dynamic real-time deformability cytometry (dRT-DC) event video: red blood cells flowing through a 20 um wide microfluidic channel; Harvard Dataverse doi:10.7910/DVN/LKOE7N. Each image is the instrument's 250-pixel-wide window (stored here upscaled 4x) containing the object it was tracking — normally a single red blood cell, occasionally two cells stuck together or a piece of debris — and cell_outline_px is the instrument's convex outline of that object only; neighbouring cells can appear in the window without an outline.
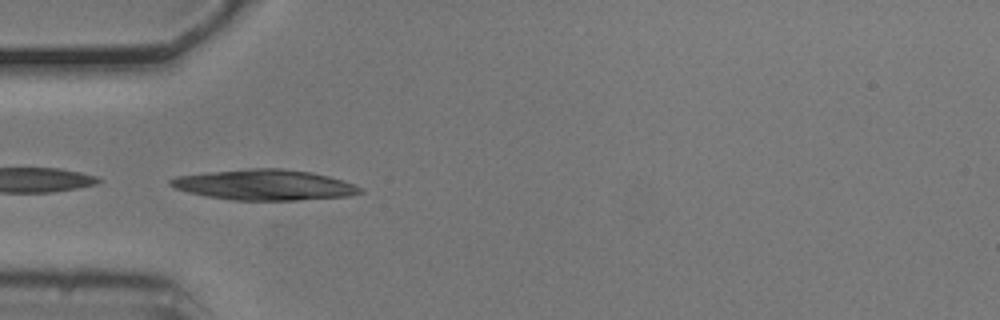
{"species": "common noctule bat (a hibernating species)", "species_latin": "Nyctalus noctula", "temperature_condition": "cold", "stored_images_in_passage": 19, "camera_frame_rate_fps": 3000, "um_per_image_px": 0.085, "animal": {"sex": "male", "body_mass_g": 20.5, "forearm_length_mm": 52.5}, "frame": {"image": 1, "passage_image": 16, "time_ms": 5.0, "image_size_px": [1000, 320], "cell_outline_px": [[364, 192], [348, 196], [296, 200], [232, 200], [204, 196], [188, 192], [176, 188], [168, 184], [168, 180], [176, 176], [208, 172], [248, 168], [280, 168], [312, 172], [328, 176], [352, 184], [360, 188]], "centroid_in_image_um": [22.43, 15.71], "position_along_channel_um": 62.6, "area_um2": 33.64}}